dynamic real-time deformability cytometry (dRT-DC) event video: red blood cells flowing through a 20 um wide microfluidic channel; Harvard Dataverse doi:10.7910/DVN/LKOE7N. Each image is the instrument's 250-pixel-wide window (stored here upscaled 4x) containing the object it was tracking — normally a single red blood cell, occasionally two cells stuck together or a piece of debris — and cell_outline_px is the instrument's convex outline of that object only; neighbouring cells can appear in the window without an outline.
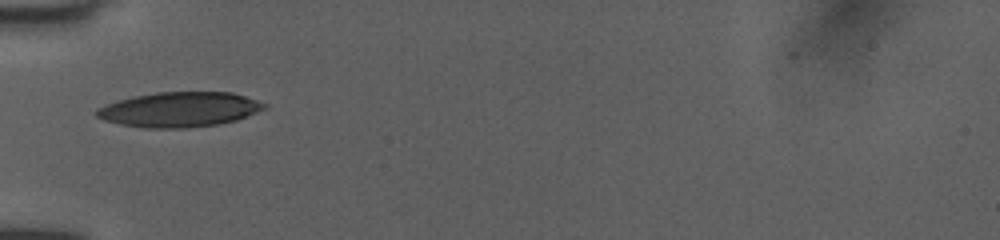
{"species": "human", "species_latin": "Homo sapiens", "temperature_condition": "room temperature", "stored_images_in_passage": 23, "camera_frame_rate_fps": 3000, "um_per_image_px": 0.085, "donor": {"sex": "female"}, "frame": {"image": 1, "passage_image": 1, "time_ms": 0.0, "image_size_px": [1000, 240], "cell_outline_px": [[268, 108], [236, 120], [216, 124], [188, 128], [144, 128], [120, 124], [104, 120], [96, 116], [92, 112], [96, 108], [104, 104], [132, 96], [156, 92], [232, 92], [268, 104]], "centroid_in_image_um": [15.21, 9.3], "position_along_channel_um": 69.8, "area_um2": 34.39}}
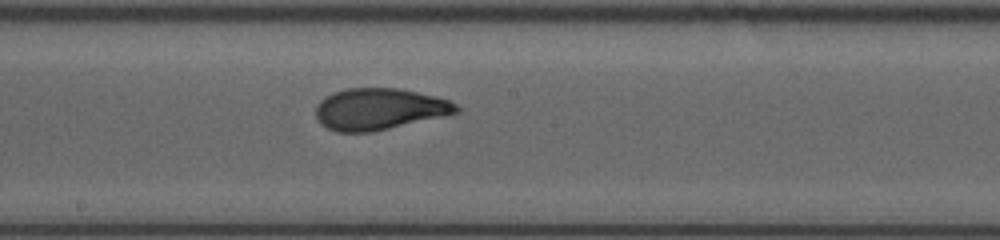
{"frame": {"image": 2, "passage_image": 8, "time_ms": 2.333, "image_size_px": [1000, 240], "cell_outline_px": [[460, 112], [444, 116], [372, 132], [336, 132], [320, 124], [316, 120], [316, 104], [320, 100], [336, 92], [348, 88], [400, 88], [436, 96], [448, 100], [456, 104], [460, 108]], "centroid_in_image_um": [32.24, 9.27], "position_along_channel_um": 216.0, "area_um2": 34.04}}
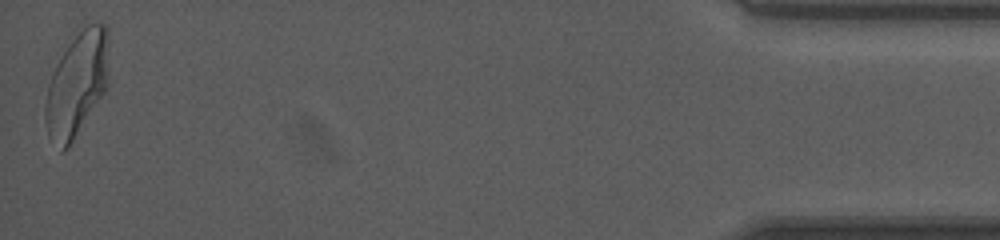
{"frame": {"image": 3, "passage_image": 23, "time_ms": 7.333, "image_size_px": [1000, 240], "cell_outline_px": [[108, 84], [104, 92], [68, 148], [64, 152], [60, 152], [48, 136], [44, 120], [44, 104], [48, 84], [56, 52], [88, 24], [104, 24], [108, 28]], "centroid_in_image_um": [6.48, 7.13], "position_along_channel_um": 428.7, "area_um2": 39.71}}